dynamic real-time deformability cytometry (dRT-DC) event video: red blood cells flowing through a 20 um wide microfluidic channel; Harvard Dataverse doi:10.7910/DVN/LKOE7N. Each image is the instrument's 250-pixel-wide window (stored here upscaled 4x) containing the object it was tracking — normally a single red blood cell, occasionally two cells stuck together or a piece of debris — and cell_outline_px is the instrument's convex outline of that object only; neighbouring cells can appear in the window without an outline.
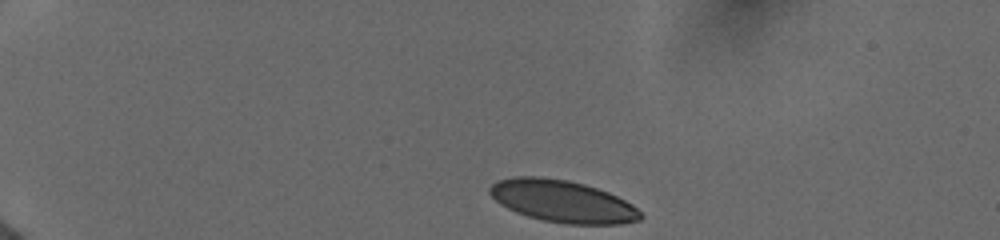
{"species": "human", "species_latin": "Homo sapiens", "temperature_condition": "cold", "stored_images_in_passage": 5, "camera_frame_rate_fps": 3000, "um_per_image_px": 0.085, "donor": {"sex": "female"}, "frame": {"image": 1, "passage_image": 1, "time_ms": 0.0, "image_size_px": [1000, 240], "cell_outline_px": [[644, 216], [640, 220], [620, 224], [564, 224], [544, 220], [528, 216], [516, 212], [500, 204], [488, 192], [488, 188], [492, 184], [500, 180], [516, 176], [536, 176], [568, 180], [584, 184], [608, 192], [632, 204]], "centroid_in_image_um": [47.81, 17.11], "position_along_channel_um": 37.2, "area_um2": 36.82}}
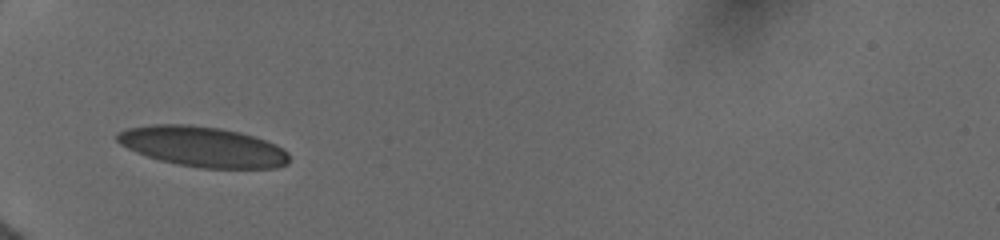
{"frame": {"image": 2, "passage_image": 4, "time_ms": 2.667, "image_size_px": [1000, 240], "cell_outline_px": [[288, 164], [276, 168], [200, 168], [160, 160], [136, 152], [120, 144], [116, 140], [116, 132], [128, 128], [152, 124], [188, 124], [220, 128], [240, 132], [276, 144], [284, 148], [288, 152]], "centroid_in_image_um": [17.23, 12.46], "position_along_channel_um": 67.8, "area_um2": 40.34}}
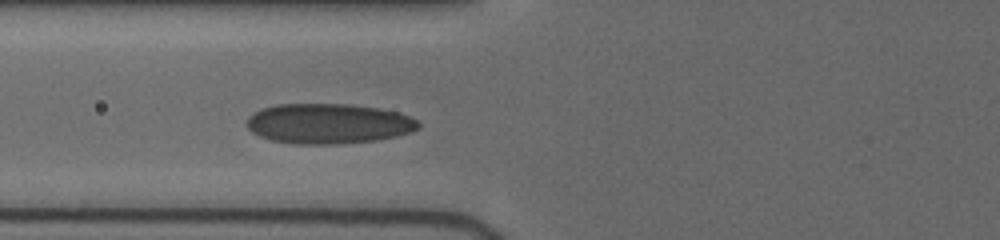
{"frame": {"image": 3, "passage_image": 5, "time_ms": 3.667, "image_size_px": [1000, 240], "cell_outline_px": [[420, 128], [412, 132], [396, 136], [376, 140], [336, 144], [296, 144], [272, 140], [260, 136], [252, 132], [244, 124], [248, 116], [252, 112], [260, 108], [276, 104], [348, 104], [376, 108], [396, 112], [408, 116], [416, 120], [420, 124]], "centroid_in_image_um": [27.86, 10.5], "position_along_channel_um": 97.9, "area_um2": 40.29}}